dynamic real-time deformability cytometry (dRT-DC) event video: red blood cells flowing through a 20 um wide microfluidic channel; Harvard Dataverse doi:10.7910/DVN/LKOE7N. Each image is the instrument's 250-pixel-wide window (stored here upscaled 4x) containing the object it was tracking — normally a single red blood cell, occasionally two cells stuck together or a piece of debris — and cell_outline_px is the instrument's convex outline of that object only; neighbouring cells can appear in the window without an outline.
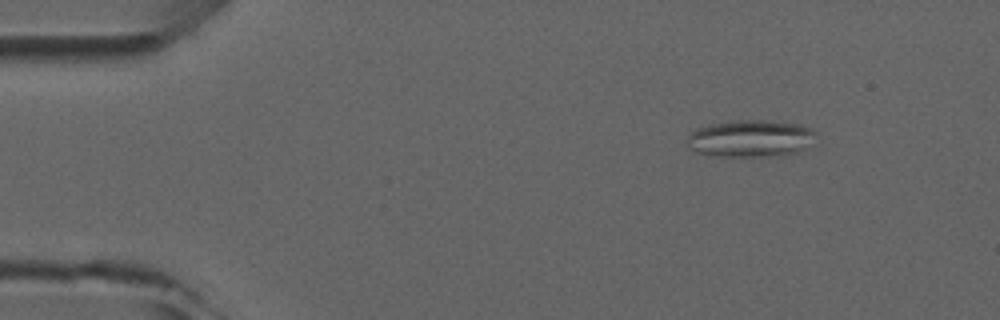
{"species": "common noctule bat (a hibernating species)", "species_latin": "Nyctalus noctula", "temperature_condition": "room temperature", "stored_images_in_passage": 5, "camera_frame_rate_fps": 3000, "um_per_image_px": 0.085, "animal": {"sex": "male", "forearm_length_mm": 52.5}, "frame": {"image": 1, "passage_image": 2, "time_ms": 1.0, "image_size_px": [1000, 320], "cell_outline_px": [[816, 132], [808, 148], [800, 152], [780, 156], [716, 156], [696, 152], [688, 148], [684, 144], [688, 136], [696, 128], [712, 124], [736, 120], [768, 120], [800, 124], [812, 128]], "centroid_in_image_um": [63.8, 11.78], "position_along_channel_um": 21.2, "area_um2": 28.26}}